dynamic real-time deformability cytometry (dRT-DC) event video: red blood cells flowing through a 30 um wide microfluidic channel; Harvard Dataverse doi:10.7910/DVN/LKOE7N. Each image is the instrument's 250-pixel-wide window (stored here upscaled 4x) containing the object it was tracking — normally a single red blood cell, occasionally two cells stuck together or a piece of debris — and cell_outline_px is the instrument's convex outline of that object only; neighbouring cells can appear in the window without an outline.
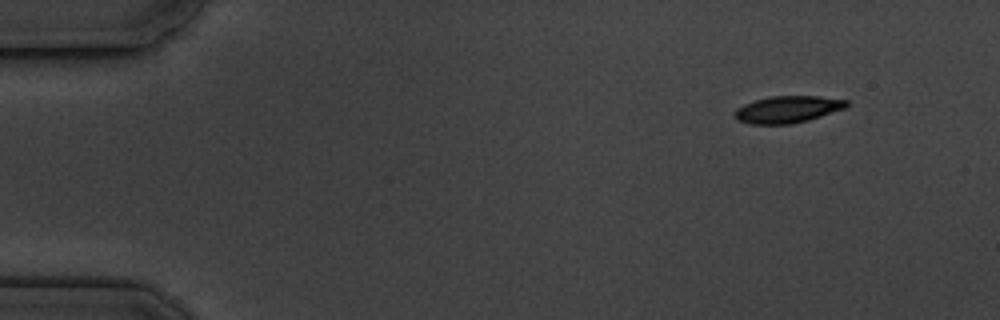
{"species": "common noctule bat (a hibernating species)", "species_latin": "Nyctalus noctula", "temperature_condition": "cold", "stored_images_in_passage": 4, "camera_frame_rate_fps": 3000, "um_per_image_px": 0.085, "animal": {"sex": "male", "body_mass_g": 19.5, "forearm_length_mm": 54.6}, "frame": {"image": 1, "passage_image": 1, "time_ms": 0.0, "image_size_px": [1000, 320], "cell_outline_px": [[852, 104], [844, 108], [808, 120], [792, 124], [748, 124], [736, 120], [736, 108], [744, 104], [756, 100], [772, 96], [820, 96], [848, 100]], "centroid_in_image_um": [66.97, 9.29], "position_along_channel_um": 18.0, "area_um2": 17.51}}
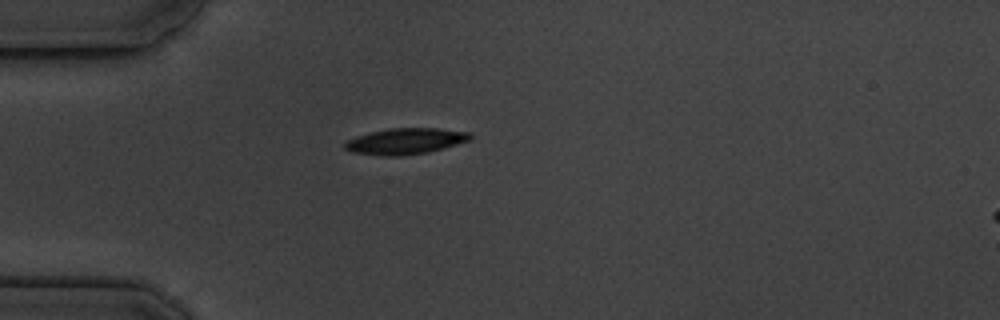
{"frame": {"image": 2, "passage_image": 4, "time_ms": 3.333, "image_size_px": [1000, 320], "cell_outline_px": [[472, 136], [468, 140], [444, 148], [428, 152], [400, 156], [380, 156], [352, 152], [344, 148], [344, 144], [348, 140], [356, 136], [388, 128], [440, 128], [472, 132]], "centroid_in_image_um": [34.47, 12.0], "position_along_channel_um": 50.5, "area_um2": 19.07}}